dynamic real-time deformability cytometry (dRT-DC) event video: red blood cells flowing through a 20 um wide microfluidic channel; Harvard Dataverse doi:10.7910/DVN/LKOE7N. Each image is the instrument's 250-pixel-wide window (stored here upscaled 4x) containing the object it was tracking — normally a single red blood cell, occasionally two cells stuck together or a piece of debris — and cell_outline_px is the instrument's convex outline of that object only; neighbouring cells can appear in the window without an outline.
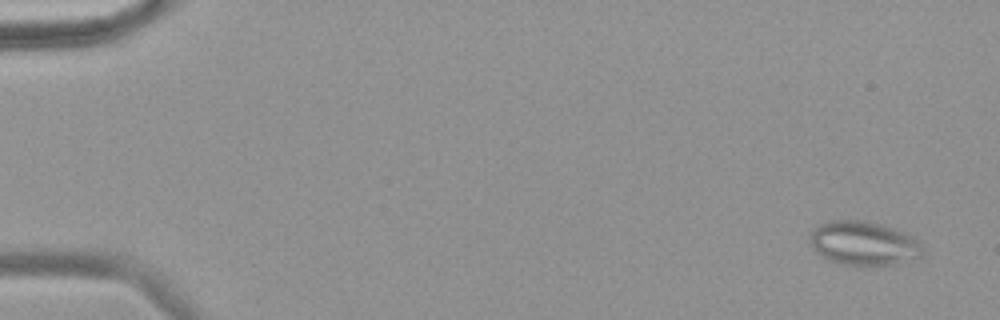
{"species": "common noctule bat (a hibernating species)", "species_latin": "Nyctalus noctula", "temperature_condition": "warm", "stored_images_in_passage": 58, "camera_frame_rate_fps": 3000, "um_per_image_px": 0.085, "animal": {"sex": "female", "body_mass_g": 18.4}, "frame": {"image": 1, "passage_image": 3, "time_ms": 0.667, "image_size_px": [1000, 320], "cell_outline_px": [[924, 256], [888, 264], [864, 268], [856, 268], [840, 264], [828, 260], [820, 256], [812, 248], [812, 228], [828, 220], [864, 220], [880, 224], [892, 228], [916, 240], [924, 248]], "centroid_in_image_um": [73.36, 20.72], "position_along_channel_um": 11.6, "area_um2": 29.13}}
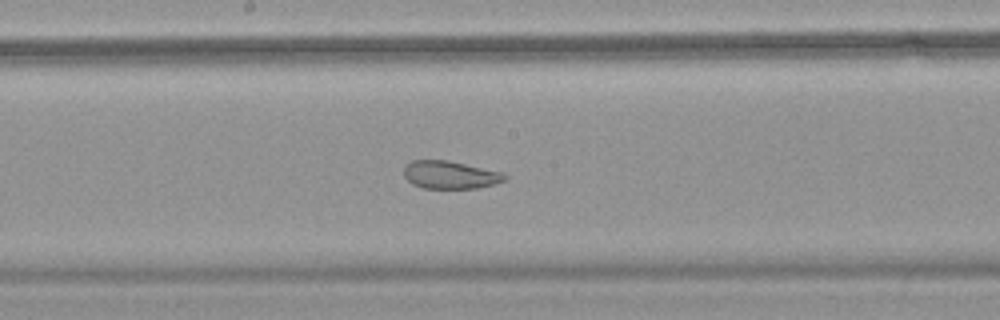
{"frame": {"image": 2, "passage_image": 32, "time_ms": 10.333, "image_size_px": [1000, 320], "cell_outline_px": [[508, 176], [504, 180], [492, 184], [476, 188], [424, 188], [412, 184], [404, 176], [404, 168], [412, 160], [448, 160], [500, 172]], "centroid_in_image_um": [38.22, 14.86], "position_along_channel_um": 210.0, "area_um2": 16.07}}
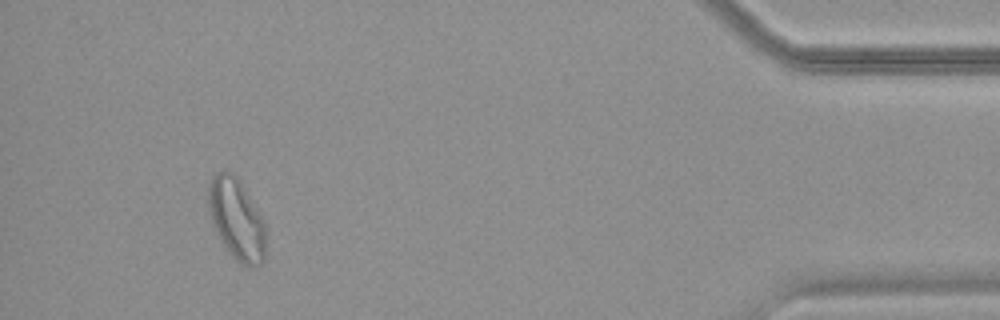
{"frame": {"image": 3, "passage_image": 54, "time_ms": 17.667, "image_size_px": [1000, 320], "cell_outline_px": [[264, 260], [260, 264], [248, 268], [240, 264], [224, 248], [212, 224], [208, 208], [208, 184], [212, 176], [216, 172], [232, 172], [240, 180], [264, 220]], "centroid_in_image_um": [20.08, 18.63], "position_along_channel_um": 415.1, "area_um2": 27.34}, "authors_computed_cell_mechanics": {"area_um2": 24.4494, "velocity_mm_per_s": 3.5745, "shape_relaxation_time_tau1_ms": null, "shape_relaxation_time_tau2_ms": 1.4927, "deformation_change_tau1": null, "deformation_change_tau2": 0.0724}}